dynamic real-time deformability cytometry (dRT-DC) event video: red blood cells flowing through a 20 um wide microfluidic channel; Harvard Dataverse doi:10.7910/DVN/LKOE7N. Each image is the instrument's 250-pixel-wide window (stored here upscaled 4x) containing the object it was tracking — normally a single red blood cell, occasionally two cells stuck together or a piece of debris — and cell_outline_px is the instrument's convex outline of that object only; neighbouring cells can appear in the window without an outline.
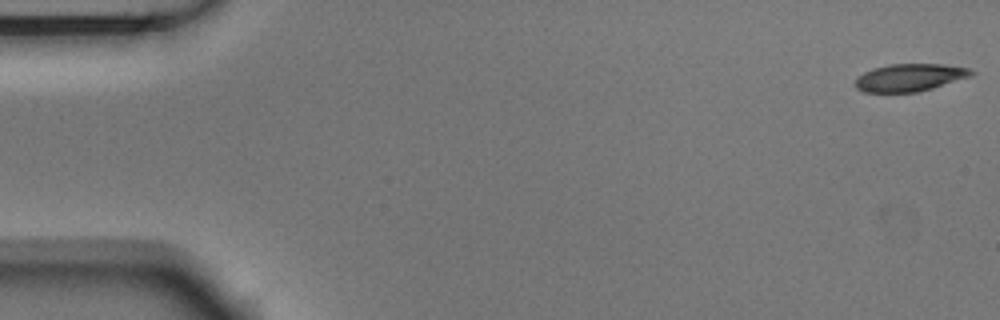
{"species": "Egyptian fruit bat (a non-hibernating species)", "species_latin": "Rousettus aegyptiacus", "temperature_condition": "room temperature", "stored_images_in_passage": 54, "camera_frame_rate_fps": 3000, "um_per_image_px": 0.085, "animal": {"sex": "male"}, "frame": {"image": 1, "passage_image": 1, "time_ms": 0.0, "image_size_px": [1000, 320], "cell_outline_px": [[976, 72], [972, 76], [932, 88], [916, 92], [864, 92], [856, 88], [856, 76], [872, 68], [888, 64], [944, 64], [968, 68]], "centroid_in_image_um": [77.32, 6.58], "position_along_channel_um": 7.7, "area_um2": 18.67}}
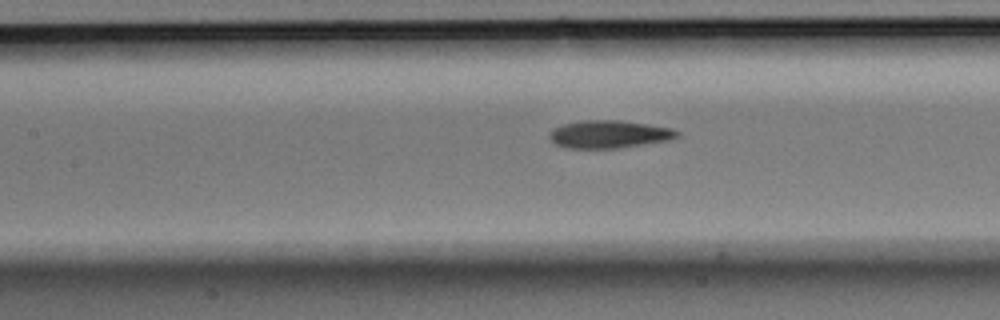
{"frame": {"image": 2, "passage_image": 24, "time_ms": 7.667, "image_size_px": [1000, 320], "cell_outline_px": [[680, 136], [668, 140], [616, 148], [568, 148], [556, 144], [548, 136], [548, 132], [552, 128], [564, 124], [580, 120], [620, 120], [648, 124], [672, 128], [680, 132]], "centroid_in_image_um": [51.75, 11.4], "position_along_channel_um": 155.6, "area_um2": 20.63}}
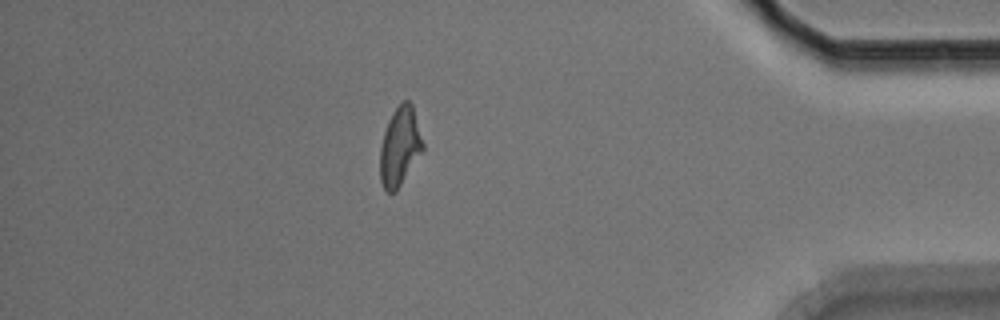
{"frame": {"image": 3, "passage_image": 47, "time_ms": 15.333, "image_size_px": [1000, 320], "cell_outline_px": [[424, 148], [396, 192], [388, 192], [384, 188], [380, 180], [380, 148], [384, 132], [388, 120], [392, 112], [404, 100], [408, 100], [412, 104], [424, 144]], "centroid_in_image_um": [33.98, 12.45], "position_along_channel_um": 401.2, "area_um2": 19.48}, "authors_computed_cell_mechanics": {"area_um2": 20.1144, "velocity_mm_per_s": 3.718, "shape_relaxation_time_tau1_ms": 5.4851, "shape_relaxation_time_tau2_ms": 2.0454, "deformation_change_tau1": 0.1776, "deformation_change_tau2": 0.0887}}